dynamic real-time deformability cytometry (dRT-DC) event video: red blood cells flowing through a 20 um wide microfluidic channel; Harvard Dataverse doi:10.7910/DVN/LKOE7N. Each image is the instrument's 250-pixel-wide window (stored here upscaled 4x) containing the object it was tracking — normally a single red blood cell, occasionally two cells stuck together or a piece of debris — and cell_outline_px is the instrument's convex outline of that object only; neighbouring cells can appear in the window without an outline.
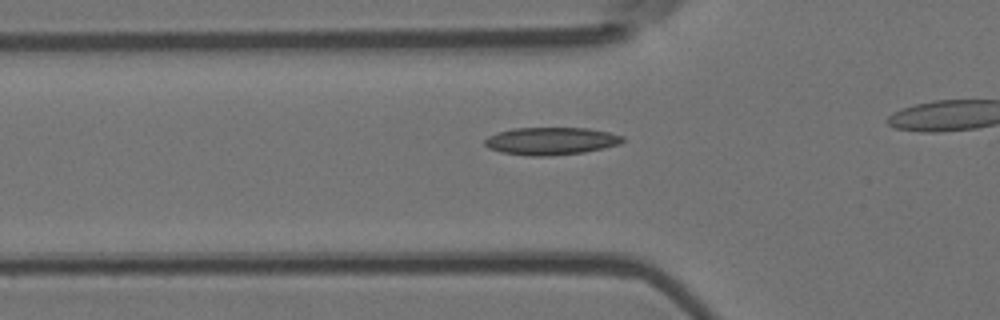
{"species": "Egyptian fruit bat (a non-hibernating species)", "species_latin": "Rousettus aegyptiacus", "temperature_condition": "room temperature", "stored_images_in_passage": 36, "camera_frame_rate_fps": 3000, "um_per_image_px": 0.085, "animal": {"sex": "female"}, "frame": {"image": 1, "passage_image": 9, "time_ms": 2.667, "image_size_px": [1000, 320], "cell_outline_px": [[624, 140], [620, 144], [604, 148], [584, 152], [548, 156], [528, 156], [500, 152], [488, 148], [484, 144], [484, 140], [488, 136], [496, 132], [512, 128], [588, 128], [608, 132], [624, 136]], "centroid_in_image_um": [46.81, 11.99], "position_along_channel_um": 79.0, "area_um2": 22.31}}
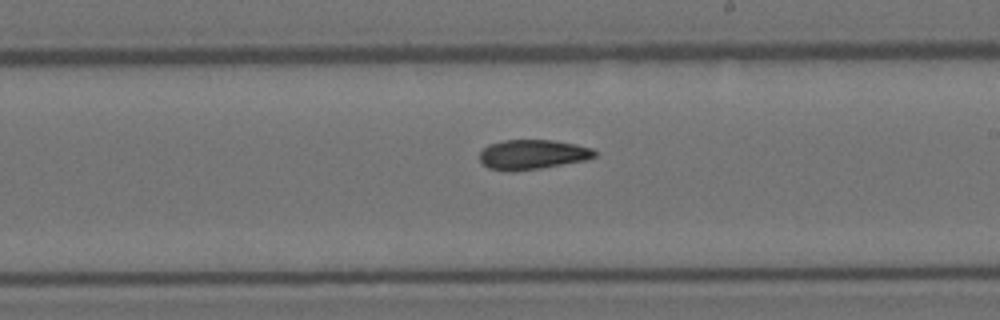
{"frame": {"image": 2, "passage_image": 22, "time_ms": 7.0, "image_size_px": [1000, 320], "cell_outline_px": [[596, 156], [588, 160], [540, 168], [512, 172], [504, 172], [488, 168], [480, 160], [480, 152], [488, 144], [504, 140], [552, 140], [576, 144], [592, 148], [596, 152]], "centroid_in_image_um": [45.26, 13.14], "position_along_channel_um": 243.7, "area_um2": 20.11}}
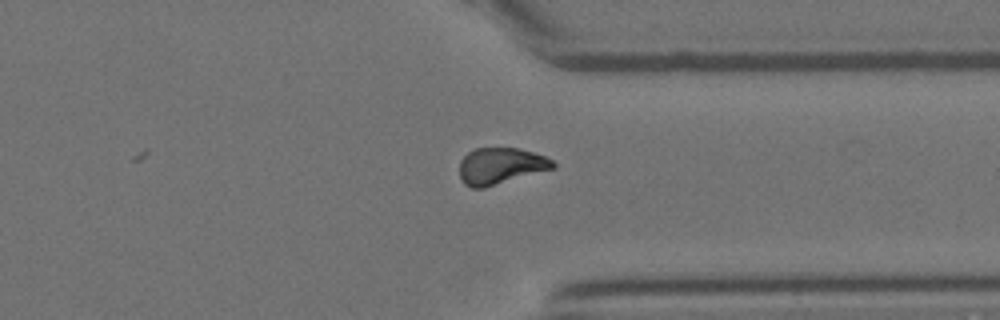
{"frame": {"image": 3, "passage_image": 32, "time_ms": 10.333, "image_size_px": [1000, 320], "cell_outline_px": [[556, 168], [484, 188], [472, 188], [464, 184], [460, 176], [460, 160], [468, 152], [476, 148], [520, 148], [544, 156], [552, 160], [556, 164]], "centroid_in_image_um": [42.56, 14.11], "position_along_channel_um": 368.8, "area_um2": 19.94}, "authors_computed_cell_mechanics": {"area_um2": 20.6057, "velocity_mm_per_s": 3.791, "shape_relaxation_time_tau1_ms": 9.4661, "shape_relaxation_time_tau2_ms": 5.4477, "deformation_change_tau1": 0.1807, "deformation_change_tau2": 0.0978}}